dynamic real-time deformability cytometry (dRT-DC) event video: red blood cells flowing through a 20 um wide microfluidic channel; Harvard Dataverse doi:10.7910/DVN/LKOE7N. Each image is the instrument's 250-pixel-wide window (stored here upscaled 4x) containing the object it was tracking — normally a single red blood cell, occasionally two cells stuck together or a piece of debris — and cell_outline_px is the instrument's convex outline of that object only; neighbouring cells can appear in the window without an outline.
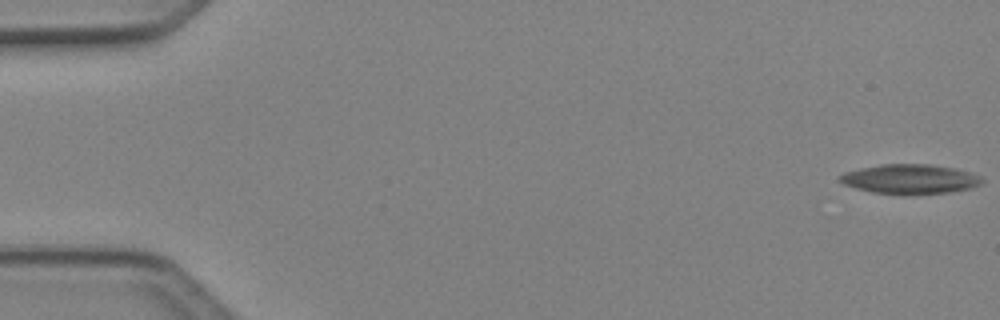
{"species": "Egyptian fruit bat (a non-hibernating species)", "species_latin": "Rousettus aegyptiacus", "temperature_condition": "cold", "stored_images_in_passage": 5, "segment_of_instrument_passage": [2, 2], "camera_frame_rate_fps": 3000, "um_per_image_px": 0.085, "animal": {"sex": "female"}, "frame": {"image": 1, "passage_image": 5, "time_ms": 1.333, "image_size_px": [1000, 320], "cell_outline_px": [[984, 184], [968, 188], [948, 192], [904, 196], [872, 192], [856, 188], [844, 184], [836, 176], [844, 172], [860, 168], [880, 164], [928, 164], [956, 168], [980, 176], [984, 180]], "centroid_in_image_um": [77.33, 15.23], "position_along_channel_um": 7.7, "area_um2": 24.85}}